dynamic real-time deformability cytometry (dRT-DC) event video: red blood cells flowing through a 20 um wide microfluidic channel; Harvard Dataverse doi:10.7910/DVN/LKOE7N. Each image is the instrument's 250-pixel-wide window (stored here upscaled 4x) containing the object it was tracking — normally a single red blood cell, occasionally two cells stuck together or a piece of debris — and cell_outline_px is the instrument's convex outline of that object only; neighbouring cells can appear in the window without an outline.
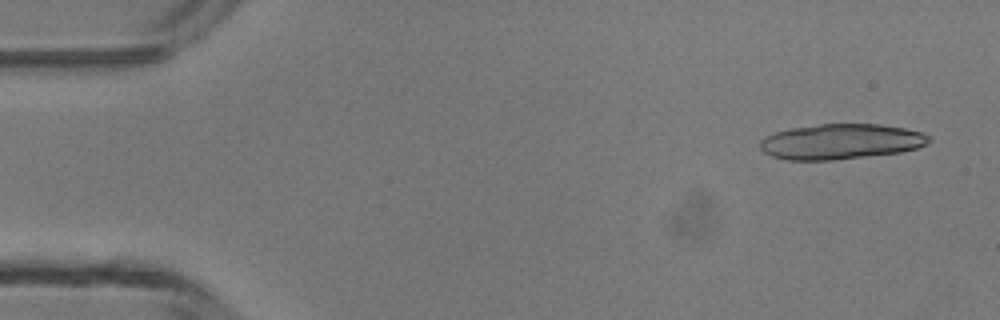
{"species": "common noctule bat (a hibernating species)", "species_latin": "Nyctalus noctula", "temperature_condition": "room temperature", "stored_images_in_passage": 15, "camera_frame_rate_fps": 3000, "um_per_image_px": 0.085, "animal": {"sex": "male", "body_mass_g": 13.3}, "frame": {"image": 1, "passage_image": 2, "time_ms": 0.333, "image_size_px": [1000, 320], "cell_outline_px": [[932, 140], [928, 144], [916, 148], [900, 152], [832, 160], [788, 160], [772, 156], [764, 152], [760, 148], [760, 140], [764, 136], [776, 132], [792, 128], [820, 124], [880, 124], [904, 128], [920, 132], [932, 136]], "centroid_in_image_um": [71.48, 12.03], "position_along_channel_um": 13.5, "area_um2": 34.74}}